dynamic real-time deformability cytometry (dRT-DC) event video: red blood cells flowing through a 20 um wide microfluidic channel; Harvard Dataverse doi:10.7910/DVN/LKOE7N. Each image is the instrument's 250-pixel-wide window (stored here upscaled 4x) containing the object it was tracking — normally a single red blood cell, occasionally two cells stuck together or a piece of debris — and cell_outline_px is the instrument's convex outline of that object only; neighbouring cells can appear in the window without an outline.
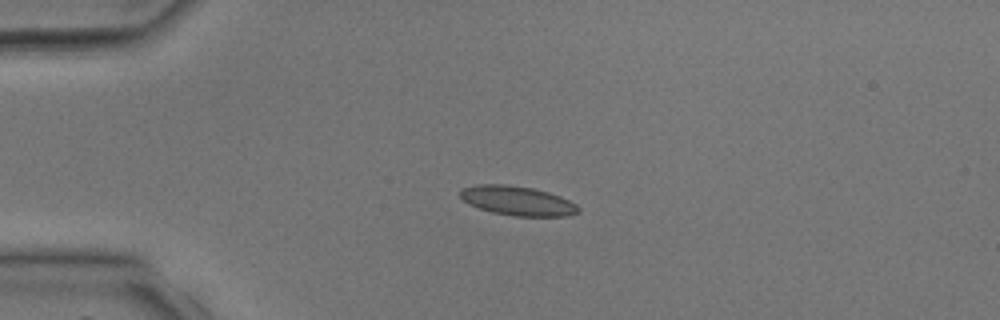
{"species": "common noctule bat (a hibernating species)", "species_latin": "Nyctalus noctula", "temperature_condition": "room temperature", "stored_images_in_passage": 1, "camera_frame_rate_fps": 3000, "um_per_image_px": 0.085, "animal": {"sex": "male", "body_mass_g": 17.9, "forearm_length_mm": 54.2}, "frame": {"image": 1, "passage_image": 1, "time_ms": 0.0, "image_size_px": [1000, 320], "cell_outline_px": [[580, 212], [564, 216], [512, 216], [492, 212], [468, 204], [460, 196], [460, 188], [476, 184], [504, 184], [532, 188], [548, 192], [560, 196], [576, 204], [580, 208]], "centroid_in_image_um": [43.97, 17.06], "position_along_channel_um": 41.0, "area_um2": 20.23}}